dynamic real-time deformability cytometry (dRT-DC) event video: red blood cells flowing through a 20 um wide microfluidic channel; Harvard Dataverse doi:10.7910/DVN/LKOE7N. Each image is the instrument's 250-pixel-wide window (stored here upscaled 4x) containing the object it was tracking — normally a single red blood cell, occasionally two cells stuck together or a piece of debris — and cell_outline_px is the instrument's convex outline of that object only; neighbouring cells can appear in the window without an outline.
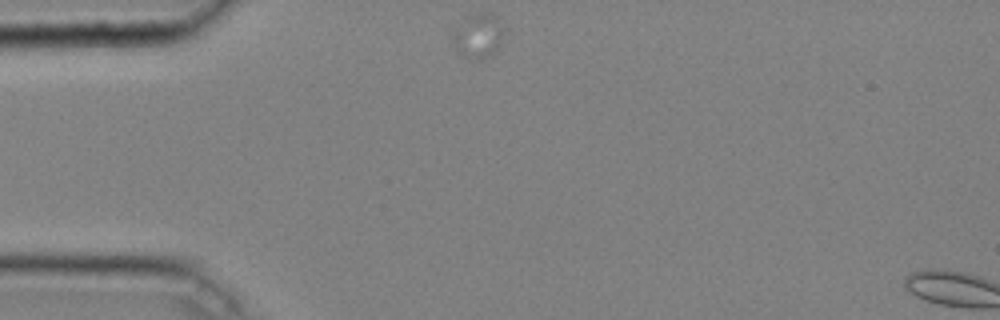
{"species": "common noctule bat (a hibernating species)", "species_latin": "Nyctalus noctula", "temperature_condition": "cold", "stored_images_in_passage": 3, "camera_frame_rate_fps": 3000, "um_per_image_px": 0.085, "animal": {"sex": "male", "body_mass_g": 20.4}, "frame": {"image": 1, "passage_image": 1, "time_ms": 0.0, "image_size_px": [1000, 320], "cell_outline_px": [[500, 44], [492, 52], [480, 60], [476, 60], [460, 52], [456, 48], [452, 36], [460, 20], [468, 16], [488, 12], [492, 12], [496, 16], [500, 24]], "centroid_in_image_um": [40.6, 3.0], "position_along_channel_um": 44.4, "area_um2": 12.48}}